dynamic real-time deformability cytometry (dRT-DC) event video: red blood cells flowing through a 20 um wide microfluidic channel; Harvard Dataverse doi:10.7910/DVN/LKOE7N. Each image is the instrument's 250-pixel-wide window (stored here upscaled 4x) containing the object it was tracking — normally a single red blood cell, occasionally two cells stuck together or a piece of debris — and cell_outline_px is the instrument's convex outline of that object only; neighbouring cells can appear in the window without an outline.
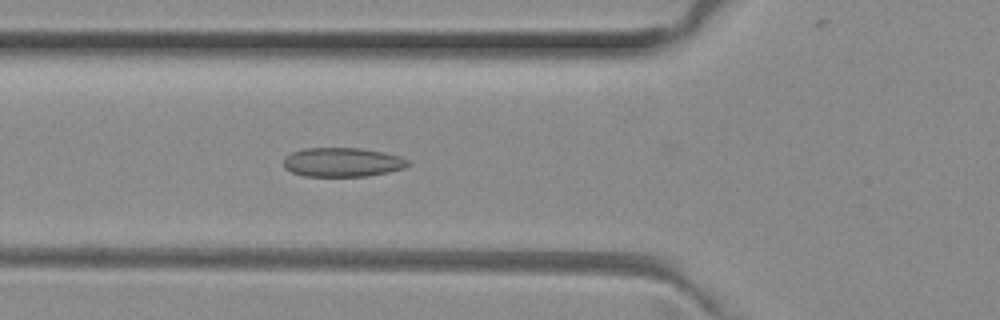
{"species": "common noctule bat (a hibernating species)", "species_latin": "Nyctalus noctula", "temperature_condition": "room temperature", "stored_images_in_passage": 49, "camera_frame_rate_fps": 3000, "um_per_image_px": 0.085, "animal": {"sex": "female", "body_mass_g": 29.2, "forearm_length_mm": 56.3}, "frame": {"image": 1, "passage_image": 17, "time_ms": 5.333, "image_size_px": [1000, 320], "cell_outline_px": [[412, 164], [404, 168], [388, 172], [368, 176], [304, 176], [292, 172], [284, 168], [284, 156], [292, 152], [304, 148], [360, 148], [384, 152], [400, 156], [408, 160]], "centroid_in_image_um": [29.11, 13.78], "position_along_channel_um": 96.7, "area_um2": 21.27}}
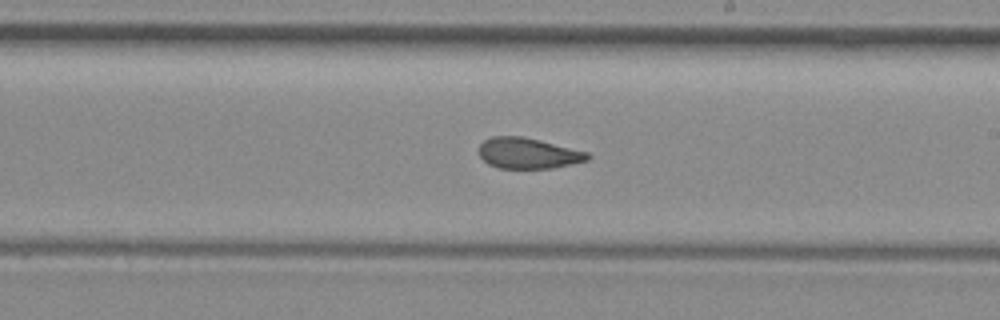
{"frame": {"image": 2, "passage_image": 28, "time_ms": 9.0, "image_size_px": [1000, 320], "cell_outline_px": [[592, 156], [588, 160], [552, 168], [500, 168], [488, 164], [480, 156], [480, 144], [484, 140], [492, 136], [524, 136], [588, 152]], "centroid_in_image_um": [44.9, 13.02], "position_along_channel_um": 244.1, "area_um2": 19.42}}
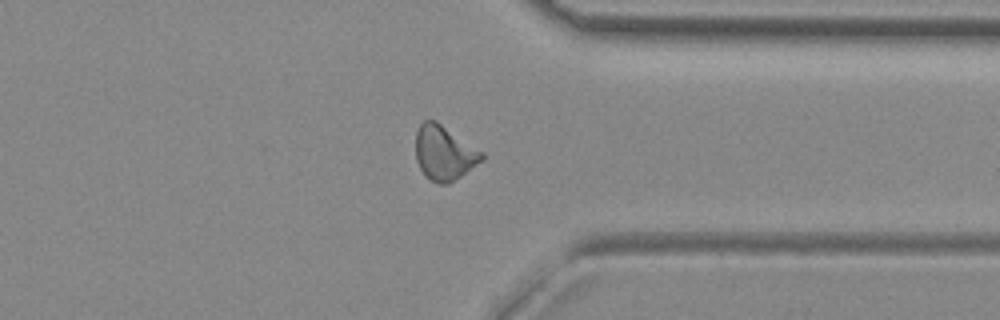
{"frame": {"image": 3, "passage_image": 38, "time_ms": 12.333, "image_size_px": [1000, 320], "cell_outline_px": [[484, 160], [448, 184], [440, 184], [424, 176], [416, 160], [416, 132], [420, 124], [424, 120], [436, 120], [484, 152]], "centroid_in_image_um": [37.76, 12.99], "position_along_channel_um": 373.6, "area_um2": 21.1}, "authors_computed_cell_mechanics": {"area_um2": 20.6924, "velocity_mm_per_s": 4.0119, "shape_relaxation_time_tau1_ms": null, "shape_relaxation_time_tau2_ms": 1.7938, "deformation_change_tau1": null, "deformation_change_tau2": 0.0686}}